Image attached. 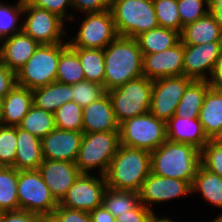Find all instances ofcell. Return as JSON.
<instances>
[{"label":"cell","instance_id":"6da1fadb","mask_svg":"<svg viewBox=\"0 0 222 222\" xmlns=\"http://www.w3.org/2000/svg\"><path fill=\"white\" fill-rule=\"evenodd\" d=\"M103 53L106 91L143 76V55L135 38L118 36Z\"/></svg>","mask_w":222,"mask_h":222},{"label":"cell","instance_id":"7a4b0ae2","mask_svg":"<svg viewBox=\"0 0 222 222\" xmlns=\"http://www.w3.org/2000/svg\"><path fill=\"white\" fill-rule=\"evenodd\" d=\"M150 173V151L120 144L104 176L107 187L139 192Z\"/></svg>","mask_w":222,"mask_h":222},{"label":"cell","instance_id":"3957f363","mask_svg":"<svg viewBox=\"0 0 222 222\" xmlns=\"http://www.w3.org/2000/svg\"><path fill=\"white\" fill-rule=\"evenodd\" d=\"M151 153V173L185 180L192 185L201 165V152L195 147L166 140Z\"/></svg>","mask_w":222,"mask_h":222},{"label":"cell","instance_id":"277c9868","mask_svg":"<svg viewBox=\"0 0 222 222\" xmlns=\"http://www.w3.org/2000/svg\"><path fill=\"white\" fill-rule=\"evenodd\" d=\"M110 10L121 37L135 38L159 26L152 0H112Z\"/></svg>","mask_w":222,"mask_h":222},{"label":"cell","instance_id":"5b68a950","mask_svg":"<svg viewBox=\"0 0 222 222\" xmlns=\"http://www.w3.org/2000/svg\"><path fill=\"white\" fill-rule=\"evenodd\" d=\"M119 145V131L83 133L75 164L81 173L98 168V175H105Z\"/></svg>","mask_w":222,"mask_h":222},{"label":"cell","instance_id":"8992f818","mask_svg":"<svg viewBox=\"0 0 222 222\" xmlns=\"http://www.w3.org/2000/svg\"><path fill=\"white\" fill-rule=\"evenodd\" d=\"M166 140V122L150 112L126 119L119 124V141L123 146L151 152Z\"/></svg>","mask_w":222,"mask_h":222},{"label":"cell","instance_id":"52a82bcc","mask_svg":"<svg viewBox=\"0 0 222 222\" xmlns=\"http://www.w3.org/2000/svg\"><path fill=\"white\" fill-rule=\"evenodd\" d=\"M152 85L153 80L141 76L107 91L119 124L149 112Z\"/></svg>","mask_w":222,"mask_h":222},{"label":"cell","instance_id":"ba28073f","mask_svg":"<svg viewBox=\"0 0 222 222\" xmlns=\"http://www.w3.org/2000/svg\"><path fill=\"white\" fill-rule=\"evenodd\" d=\"M61 43L40 44L32 57L16 73L17 85L34 89L56 81Z\"/></svg>","mask_w":222,"mask_h":222},{"label":"cell","instance_id":"9c48e42d","mask_svg":"<svg viewBox=\"0 0 222 222\" xmlns=\"http://www.w3.org/2000/svg\"><path fill=\"white\" fill-rule=\"evenodd\" d=\"M19 210L38 215H51L58 206L38 170L18 171Z\"/></svg>","mask_w":222,"mask_h":222},{"label":"cell","instance_id":"30bf717a","mask_svg":"<svg viewBox=\"0 0 222 222\" xmlns=\"http://www.w3.org/2000/svg\"><path fill=\"white\" fill-rule=\"evenodd\" d=\"M85 16L77 35L68 41L71 48L105 49L118 37L111 10Z\"/></svg>","mask_w":222,"mask_h":222},{"label":"cell","instance_id":"8fae6325","mask_svg":"<svg viewBox=\"0 0 222 222\" xmlns=\"http://www.w3.org/2000/svg\"><path fill=\"white\" fill-rule=\"evenodd\" d=\"M192 81V78L185 75L153 80L149 112L167 122L174 115L186 88Z\"/></svg>","mask_w":222,"mask_h":222},{"label":"cell","instance_id":"7c38bea8","mask_svg":"<svg viewBox=\"0 0 222 222\" xmlns=\"http://www.w3.org/2000/svg\"><path fill=\"white\" fill-rule=\"evenodd\" d=\"M27 15L22 23V31L39 44L65 43L64 20L50 11L23 5V15Z\"/></svg>","mask_w":222,"mask_h":222},{"label":"cell","instance_id":"4fadbf2b","mask_svg":"<svg viewBox=\"0 0 222 222\" xmlns=\"http://www.w3.org/2000/svg\"><path fill=\"white\" fill-rule=\"evenodd\" d=\"M106 187L104 175L96 177L93 174L81 173L58 204L68 209L93 211L102 205Z\"/></svg>","mask_w":222,"mask_h":222},{"label":"cell","instance_id":"5bb4252c","mask_svg":"<svg viewBox=\"0 0 222 222\" xmlns=\"http://www.w3.org/2000/svg\"><path fill=\"white\" fill-rule=\"evenodd\" d=\"M221 51L222 42L184 45L183 75L193 80L209 81Z\"/></svg>","mask_w":222,"mask_h":222},{"label":"cell","instance_id":"9a60e30c","mask_svg":"<svg viewBox=\"0 0 222 222\" xmlns=\"http://www.w3.org/2000/svg\"><path fill=\"white\" fill-rule=\"evenodd\" d=\"M187 194H192V187L189 182L150 173L143 181L139 198L140 202L154 213L150 207L151 204L167 202Z\"/></svg>","mask_w":222,"mask_h":222},{"label":"cell","instance_id":"2e32d148","mask_svg":"<svg viewBox=\"0 0 222 222\" xmlns=\"http://www.w3.org/2000/svg\"><path fill=\"white\" fill-rule=\"evenodd\" d=\"M183 65L184 44L179 41L173 47L162 52L144 54L142 74L150 80L163 77L182 76Z\"/></svg>","mask_w":222,"mask_h":222},{"label":"cell","instance_id":"e0dca14e","mask_svg":"<svg viewBox=\"0 0 222 222\" xmlns=\"http://www.w3.org/2000/svg\"><path fill=\"white\" fill-rule=\"evenodd\" d=\"M38 171L58 203L81 174L75 162L62 160L44 159Z\"/></svg>","mask_w":222,"mask_h":222},{"label":"cell","instance_id":"ac0fdd59","mask_svg":"<svg viewBox=\"0 0 222 222\" xmlns=\"http://www.w3.org/2000/svg\"><path fill=\"white\" fill-rule=\"evenodd\" d=\"M82 138L83 132L55 128L41 139L43 159L75 162Z\"/></svg>","mask_w":222,"mask_h":222},{"label":"cell","instance_id":"d6986e66","mask_svg":"<svg viewBox=\"0 0 222 222\" xmlns=\"http://www.w3.org/2000/svg\"><path fill=\"white\" fill-rule=\"evenodd\" d=\"M0 62L16 73L32 57L39 43L22 30L0 40Z\"/></svg>","mask_w":222,"mask_h":222},{"label":"cell","instance_id":"ffe728a7","mask_svg":"<svg viewBox=\"0 0 222 222\" xmlns=\"http://www.w3.org/2000/svg\"><path fill=\"white\" fill-rule=\"evenodd\" d=\"M82 117L83 133L119 131V122L108 93L84 107Z\"/></svg>","mask_w":222,"mask_h":222},{"label":"cell","instance_id":"44dd1931","mask_svg":"<svg viewBox=\"0 0 222 222\" xmlns=\"http://www.w3.org/2000/svg\"><path fill=\"white\" fill-rule=\"evenodd\" d=\"M166 129L168 141L189 144L200 151L210 140L198 118L172 116Z\"/></svg>","mask_w":222,"mask_h":222},{"label":"cell","instance_id":"7402d4cb","mask_svg":"<svg viewBox=\"0 0 222 222\" xmlns=\"http://www.w3.org/2000/svg\"><path fill=\"white\" fill-rule=\"evenodd\" d=\"M32 105V90L16 84L0 102L1 124L3 126H19Z\"/></svg>","mask_w":222,"mask_h":222},{"label":"cell","instance_id":"603a6c76","mask_svg":"<svg viewBox=\"0 0 222 222\" xmlns=\"http://www.w3.org/2000/svg\"><path fill=\"white\" fill-rule=\"evenodd\" d=\"M180 41L184 45H200L208 42H222V26L209 12L200 19L183 26Z\"/></svg>","mask_w":222,"mask_h":222},{"label":"cell","instance_id":"cb8c5ba5","mask_svg":"<svg viewBox=\"0 0 222 222\" xmlns=\"http://www.w3.org/2000/svg\"><path fill=\"white\" fill-rule=\"evenodd\" d=\"M17 147L14 168L20 170H38L43 162L42 142L30 132L17 126Z\"/></svg>","mask_w":222,"mask_h":222},{"label":"cell","instance_id":"d4e9b609","mask_svg":"<svg viewBox=\"0 0 222 222\" xmlns=\"http://www.w3.org/2000/svg\"><path fill=\"white\" fill-rule=\"evenodd\" d=\"M33 105L44 111L54 113L66 102L72 101V85L52 82L46 86L32 89Z\"/></svg>","mask_w":222,"mask_h":222},{"label":"cell","instance_id":"484cf974","mask_svg":"<svg viewBox=\"0 0 222 222\" xmlns=\"http://www.w3.org/2000/svg\"><path fill=\"white\" fill-rule=\"evenodd\" d=\"M205 134L212 139L222 127V90L210 87L198 116Z\"/></svg>","mask_w":222,"mask_h":222},{"label":"cell","instance_id":"4316f807","mask_svg":"<svg viewBox=\"0 0 222 222\" xmlns=\"http://www.w3.org/2000/svg\"><path fill=\"white\" fill-rule=\"evenodd\" d=\"M135 39L138 42L142 55H144L162 52L173 47L180 41V33L158 26L140 33Z\"/></svg>","mask_w":222,"mask_h":222},{"label":"cell","instance_id":"83f0119b","mask_svg":"<svg viewBox=\"0 0 222 222\" xmlns=\"http://www.w3.org/2000/svg\"><path fill=\"white\" fill-rule=\"evenodd\" d=\"M210 87L209 81L193 80L186 88L173 116L198 118Z\"/></svg>","mask_w":222,"mask_h":222},{"label":"cell","instance_id":"f1b7e54d","mask_svg":"<svg viewBox=\"0 0 222 222\" xmlns=\"http://www.w3.org/2000/svg\"><path fill=\"white\" fill-rule=\"evenodd\" d=\"M191 187L192 194L200 192L206 201L222 208V178L219 175L200 165Z\"/></svg>","mask_w":222,"mask_h":222},{"label":"cell","instance_id":"f546056e","mask_svg":"<svg viewBox=\"0 0 222 222\" xmlns=\"http://www.w3.org/2000/svg\"><path fill=\"white\" fill-rule=\"evenodd\" d=\"M84 80L85 75L77 53L69 46L68 42L61 43L56 81L73 85Z\"/></svg>","mask_w":222,"mask_h":222},{"label":"cell","instance_id":"4dcf8cb0","mask_svg":"<svg viewBox=\"0 0 222 222\" xmlns=\"http://www.w3.org/2000/svg\"><path fill=\"white\" fill-rule=\"evenodd\" d=\"M78 55L85 80L104 85L105 61L103 49L72 48Z\"/></svg>","mask_w":222,"mask_h":222},{"label":"cell","instance_id":"1f68e13d","mask_svg":"<svg viewBox=\"0 0 222 222\" xmlns=\"http://www.w3.org/2000/svg\"><path fill=\"white\" fill-rule=\"evenodd\" d=\"M18 170L0 166V213L19 210Z\"/></svg>","mask_w":222,"mask_h":222},{"label":"cell","instance_id":"d6a6232c","mask_svg":"<svg viewBox=\"0 0 222 222\" xmlns=\"http://www.w3.org/2000/svg\"><path fill=\"white\" fill-rule=\"evenodd\" d=\"M139 203V192L136 191L106 187L103 194L102 204L115 218L133 210Z\"/></svg>","mask_w":222,"mask_h":222},{"label":"cell","instance_id":"836d02e7","mask_svg":"<svg viewBox=\"0 0 222 222\" xmlns=\"http://www.w3.org/2000/svg\"><path fill=\"white\" fill-rule=\"evenodd\" d=\"M19 127L39 139L47 136L56 128L53 113L37 108L35 105L30 107Z\"/></svg>","mask_w":222,"mask_h":222},{"label":"cell","instance_id":"e575fe53","mask_svg":"<svg viewBox=\"0 0 222 222\" xmlns=\"http://www.w3.org/2000/svg\"><path fill=\"white\" fill-rule=\"evenodd\" d=\"M83 108L76 102H66L54 113L55 127L62 130L82 132Z\"/></svg>","mask_w":222,"mask_h":222},{"label":"cell","instance_id":"d590c367","mask_svg":"<svg viewBox=\"0 0 222 222\" xmlns=\"http://www.w3.org/2000/svg\"><path fill=\"white\" fill-rule=\"evenodd\" d=\"M20 16H23L22 0L16 5L0 2V40L22 30V24H18Z\"/></svg>","mask_w":222,"mask_h":222},{"label":"cell","instance_id":"8d00e7d4","mask_svg":"<svg viewBox=\"0 0 222 222\" xmlns=\"http://www.w3.org/2000/svg\"><path fill=\"white\" fill-rule=\"evenodd\" d=\"M160 27L181 33L183 25L178 13L177 0H152Z\"/></svg>","mask_w":222,"mask_h":222},{"label":"cell","instance_id":"74e56055","mask_svg":"<svg viewBox=\"0 0 222 222\" xmlns=\"http://www.w3.org/2000/svg\"><path fill=\"white\" fill-rule=\"evenodd\" d=\"M17 127L0 126V166L14 167L17 147Z\"/></svg>","mask_w":222,"mask_h":222},{"label":"cell","instance_id":"f35d334b","mask_svg":"<svg viewBox=\"0 0 222 222\" xmlns=\"http://www.w3.org/2000/svg\"><path fill=\"white\" fill-rule=\"evenodd\" d=\"M72 90V101L76 102L82 108L97 101L107 93L104 85L87 80L73 84Z\"/></svg>","mask_w":222,"mask_h":222},{"label":"cell","instance_id":"ab89813d","mask_svg":"<svg viewBox=\"0 0 222 222\" xmlns=\"http://www.w3.org/2000/svg\"><path fill=\"white\" fill-rule=\"evenodd\" d=\"M177 4L183 26L207 15L211 9L210 0H177Z\"/></svg>","mask_w":222,"mask_h":222},{"label":"cell","instance_id":"60d3db41","mask_svg":"<svg viewBox=\"0 0 222 222\" xmlns=\"http://www.w3.org/2000/svg\"><path fill=\"white\" fill-rule=\"evenodd\" d=\"M200 152L201 165L222 178V146L210 139Z\"/></svg>","mask_w":222,"mask_h":222},{"label":"cell","instance_id":"b9f144b4","mask_svg":"<svg viewBox=\"0 0 222 222\" xmlns=\"http://www.w3.org/2000/svg\"><path fill=\"white\" fill-rule=\"evenodd\" d=\"M22 2L23 5H32L34 7L50 11L51 13L58 15L64 21L67 19L68 21L71 19L74 20V18H76L72 14L67 15L66 12L68 7L72 9L71 0H22Z\"/></svg>","mask_w":222,"mask_h":222},{"label":"cell","instance_id":"7bdbcfd3","mask_svg":"<svg viewBox=\"0 0 222 222\" xmlns=\"http://www.w3.org/2000/svg\"><path fill=\"white\" fill-rule=\"evenodd\" d=\"M155 215L150 209L141 202L131 211L116 217V222H150Z\"/></svg>","mask_w":222,"mask_h":222},{"label":"cell","instance_id":"ee69618b","mask_svg":"<svg viewBox=\"0 0 222 222\" xmlns=\"http://www.w3.org/2000/svg\"><path fill=\"white\" fill-rule=\"evenodd\" d=\"M111 2L112 0H71L72 9L83 14L110 10Z\"/></svg>","mask_w":222,"mask_h":222},{"label":"cell","instance_id":"f6af8a7d","mask_svg":"<svg viewBox=\"0 0 222 222\" xmlns=\"http://www.w3.org/2000/svg\"><path fill=\"white\" fill-rule=\"evenodd\" d=\"M53 215L60 222H91L89 212L82 210L68 209L58 204Z\"/></svg>","mask_w":222,"mask_h":222},{"label":"cell","instance_id":"bcb514c9","mask_svg":"<svg viewBox=\"0 0 222 222\" xmlns=\"http://www.w3.org/2000/svg\"><path fill=\"white\" fill-rule=\"evenodd\" d=\"M16 72L0 62V102L16 86Z\"/></svg>","mask_w":222,"mask_h":222},{"label":"cell","instance_id":"7dc6e473","mask_svg":"<svg viewBox=\"0 0 222 222\" xmlns=\"http://www.w3.org/2000/svg\"><path fill=\"white\" fill-rule=\"evenodd\" d=\"M41 215L25 210L2 212L0 222H40Z\"/></svg>","mask_w":222,"mask_h":222},{"label":"cell","instance_id":"c3c4849f","mask_svg":"<svg viewBox=\"0 0 222 222\" xmlns=\"http://www.w3.org/2000/svg\"><path fill=\"white\" fill-rule=\"evenodd\" d=\"M91 222H116L115 217L104 207L101 206L95 208L89 212Z\"/></svg>","mask_w":222,"mask_h":222},{"label":"cell","instance_id":"681fc988","mask_svg":"<svg viewBox=\"0 0 222 222\" xmlns=\"http://www.w3.org/2000/svg\"><path fill=\"white\" fill-rule=\"evenodd\" d=\"M211 87L222 90V51L209 80Z\"/></svg>","mask_w":222,"mask_h":222},{"label":"cell","instance_id":"f907efd6","mask_svg":"<svg viewBox=\"0 0 222 222\" xmlns=\"http://www.w3.org/2000/svg\"><path fill=\"white\" fill-rule=\"evenodd\" d=\"M210 12L216 17L222 26V0H210Z\"/></svg>","mask_w":222,"mask_h":222},{"label":"cell","instance_id":"816d5d0a","mask_svg":"<svg viewBox=\"0 0 222 222\" xmlns=\"http://www.w3.org/2000/svg\"><path fill=\"white\" fill-rule=\"evenodd\" d=\"M40 222H60L53 214L43 215L40 218Z\"/></svg>","mask_w":222,"mask_h":222},{"label":"cell","instance_id":"f5cc1de1","mask_svg":"<svg viewBox=\"0 0 222 222\" xmlns=\"http://www.w3.org/2000/svg\"><path fill=\"white\" fill-rule=\"evenodd\" d=\"M211 140L222 146V127L219 129V131L215 134V136Z\"/></svg>","mask_w":222,"mask_h":222},{"label":"cell","instance_id":"db71d44e","mask_svg":"<svg viewBox=\"0 0 222 222\" xmlns=\"http://www.w3.org/2000/svg\"><path fill=\"white\" fill-rule=\"evenodd\" d=\"M150 222H176V221L171 220V218L169 219L166 217H158L154 215Z\"/></svg>","mask_w":222,"mask_h":222},{"label":"cell","instance_id":"11a10c76","mask_svg":"<svg viewBox=\"0 0 222 222\" xmlns=\"http://www.w3.org/2000/svg\"><path fill=\"white\" fill-rule=\"evenodd\" d=\"M210 222H222V214L217 216V218H215L214 220H212Z\"/></svg>","mask_w":222,"mask_h":222}]
</instances>
